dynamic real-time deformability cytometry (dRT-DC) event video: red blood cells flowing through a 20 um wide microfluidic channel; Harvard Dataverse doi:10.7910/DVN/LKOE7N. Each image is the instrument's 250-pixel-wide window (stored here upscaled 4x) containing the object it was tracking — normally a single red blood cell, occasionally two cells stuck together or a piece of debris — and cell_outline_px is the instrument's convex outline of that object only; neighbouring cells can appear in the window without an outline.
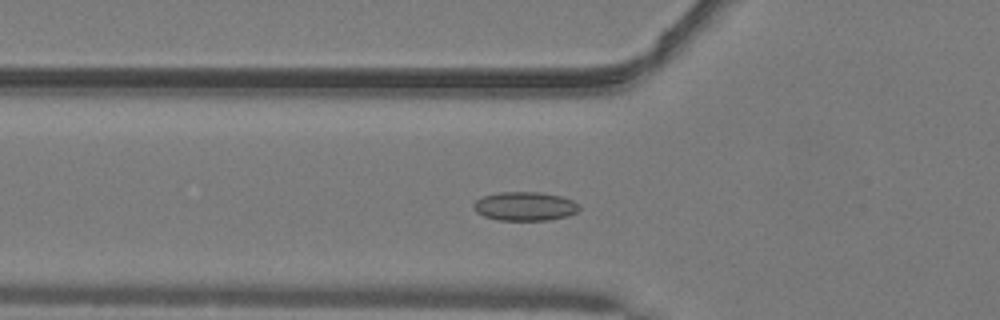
{"species": "common noctule bat (a hibernating species)", "species_latin": "Nyctalus noctula", "temperature_condition": "warm", "stored_images_in_passage": 38, "camera_frame_rate_fps": 3000, "um_per_image_px": 0.085, "animal": {"sex": "male", "body_mass_g": 19.2, "forearm_length_mm": 51.8}, "frame": {"image": 1, "passage_image": 5, "time_ms": 1.333, "image_size_px": [1000, 320], "cell_outline_px": [[580, 208], [576, 212], [568, 216], [548, 220], [500, 220], [484, 216], [476, 212], [472, 208], [472, 204], [476, 200], [484, 196], [500, 192], [540, 192], [560, 196], [572, 200], [580, 204]], "centroid_in_image_um": [44.61, 17.53], "position_along_channel_um": 81.2, "area_um2": 17.8}}
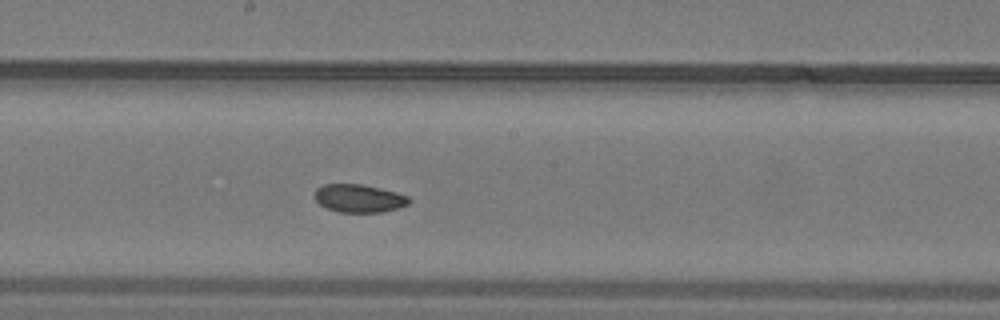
{"frame": {"image": 2, "passage_image": 15, "time_ms": 4.667, "image_size_px": [1000, 320], "cell_outline_px": [[412, 200], [408, 204], [400, 208], [380, 212], [340, 212], [328, 208], [320, 204], [316, 200], [316, 188], [324, 184], [360, 184], [380, 188], [396, 192], [408, 196]], "centroid_in_image_um": [30.55, 16.86], "position_along_channel_um": 217.6, "area_um2": 15.32}}
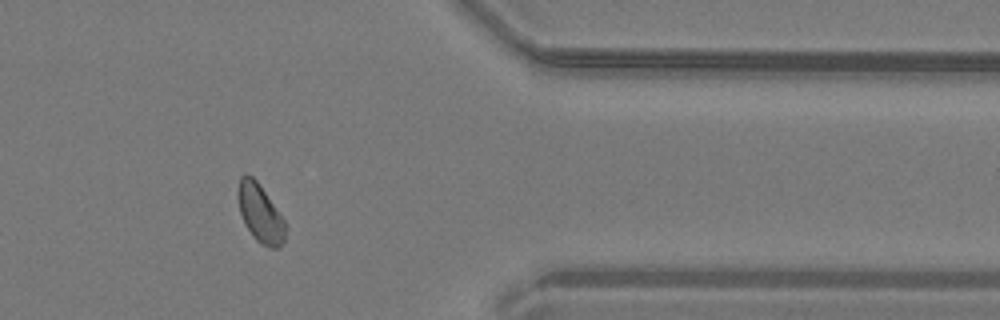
{"frame": {"image": 3, "passage_image": 29, "time_ms": 9.333, "image_size_px": [1000, 320], "cell_outline_px": [[288, 228], [284, 240], [280, 248], [268, 248], [260, 244], [256, 240], [244, 224], [240, 212], [236, 196], [236, 192], [240, 176], [244, 172], [252, 176], [260, 184], [284, 220]], "centroid_in_image_um": [22.1, 18.13], "position_along_channel_um": 389.3, "area_um2": 16.53}, "authors_computed_cell_mechanics": {"area_um2": 16.1262, "velocity_mm_per_s": 4.0655, "shape_relaxation_time_tau1_ms": 8.8311, "shape_relaxation_time_tau2_ms": 5.8469, "deformation_change_tau1": 0.0971, "deformation_change_tau2": 0.0868}}